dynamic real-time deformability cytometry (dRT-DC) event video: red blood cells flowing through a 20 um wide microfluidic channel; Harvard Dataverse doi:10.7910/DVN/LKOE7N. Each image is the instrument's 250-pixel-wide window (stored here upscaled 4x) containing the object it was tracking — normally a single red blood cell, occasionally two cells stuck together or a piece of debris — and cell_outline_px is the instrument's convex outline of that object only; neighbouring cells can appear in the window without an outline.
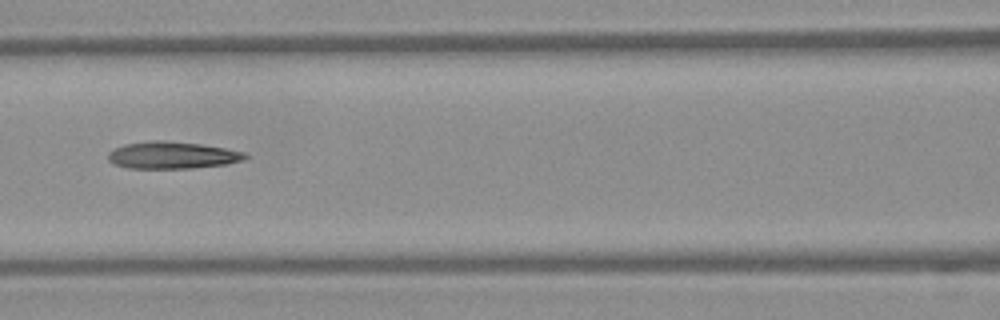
{"species": "Egyptian fruit bat (a non-hibernating species)", "species_latin": "Rousettus aegyptiacus", "temperature_condition": "warm", "stored_images_in_passage": 21, "camera_frame_rate_fps": 3000, "um_per_image_px": 0.085, "frame": {"image": 1, "passage_image": 7, "time_ms": 2.0, "image_size_px": [1000, 320], "cell_outline_px": [[236, 156], [232, 160], [212, 164], [152, 164], [144, 144], [180, 144], [212, 148], [228, 152]], "centroid_in_image_um": [15.8, 13.14], "position_along_channel_um": 150.8, "area_um2": 10.52}}
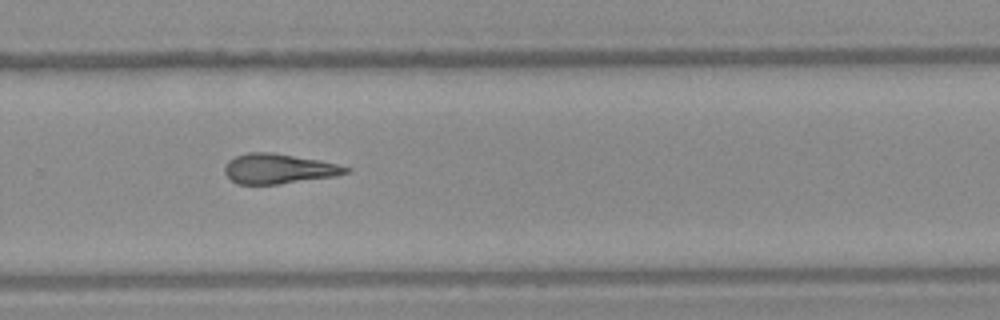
{"frame": {"image": 2, "passage_image": 18, "time_ms": 5.667, "image_size_px": [1000, 320], "cell_outline_px": [[340, 172], [316, 176], [260, 184], [252, 184], [252, 156], [284, 156], [324, 164], [340, 168]], "centroid_in_image_um": [24.33, 14.38], "position_along_channel_um": 305.5, "area_um2": 12.14}}
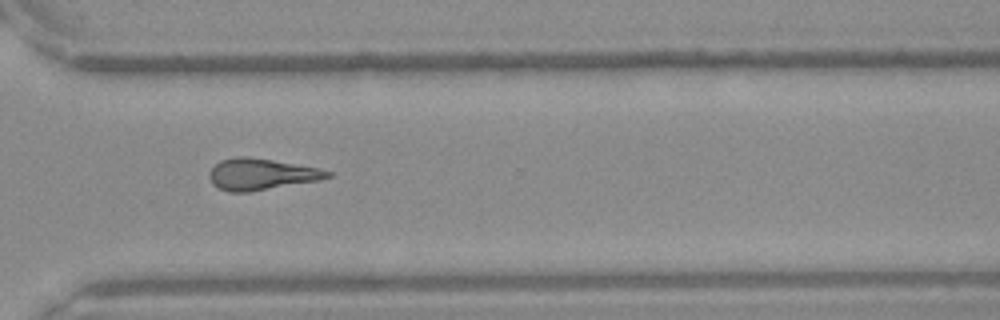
{"frame": {"image": 3, "passage_image": 21, "time_ms": 6.667, "image_size_px": [1000, 320], "cell_outline_px": [[320, 176], [300, 180], [256, 188], [228, 188], [232, 160], [260, 160], [304, 168]], "centroid_in_image_um": [22.48, 14.79], "position_along_channel_um": 348.1, "area_um2": 12.83}}